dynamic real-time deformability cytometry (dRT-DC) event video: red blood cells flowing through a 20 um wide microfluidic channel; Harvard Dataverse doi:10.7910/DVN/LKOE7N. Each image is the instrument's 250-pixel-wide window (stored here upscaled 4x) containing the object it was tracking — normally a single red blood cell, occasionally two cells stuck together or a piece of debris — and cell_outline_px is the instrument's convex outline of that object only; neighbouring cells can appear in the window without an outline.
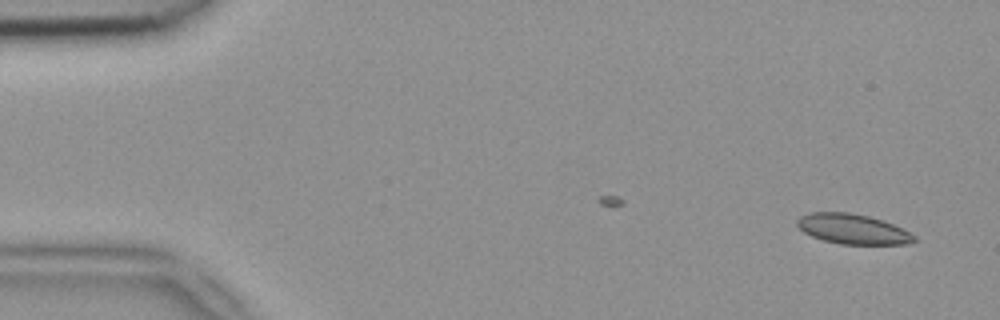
{"species": "common noctule bat (a hibernating species)", "species_latin": "Nyctalus noctula", "temperature_condition": "room temperature", "stored_images_in_passage": 44, "camera_frame_rate_fps": 3000, "um_per_image_px": 0.085, "animal": {"sex": "female", "body_mass_g": 18.4}, "frame": {"image": 1, "passage_image": 2, "time_ms": 0.333, "image_size_px": [1000, 320], "cell_outline_px": [[916, 240], [904, 244], [840, 244], [824, 240], [812, 236], [804, 232], [796, 224], [796, 220], [800, 216], [808, 212], [848, 212], [868, 216], [884, 220], [916, 236]], "centroid_in_image_um": [72.44, 19.46], "position_along_channel_um": 12.6, "area_um2": 20.35}}
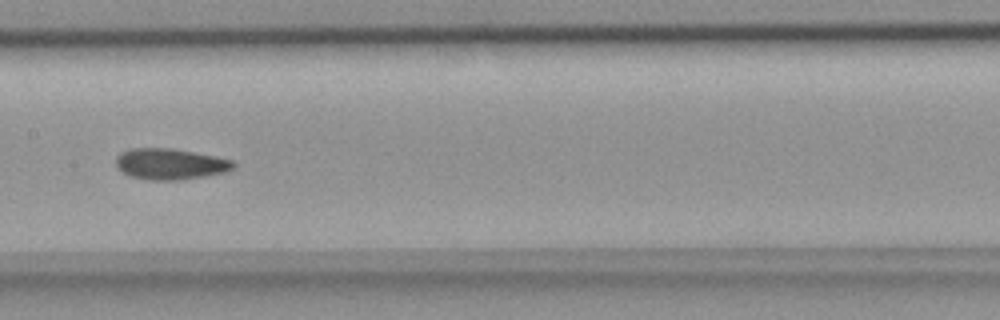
{"frame": {"image": 2, "passage_image": 25, "time_ms": 8.0, "image_size_px": [1000, 320], "cell_outline_px": [[236, 164], [232, 168], [224, 172], [204, 176], [180, 180], [148, 180], [132, 176], [124, 172], [116, 164], [116, 156], [120, 152], [128, 148], [172, 148], [216, 156], [232, 160]], "centroid_in_image_um": [14.46, 13.93], "position_along_channel_um": 192.9, "area_um2": 21.15}}
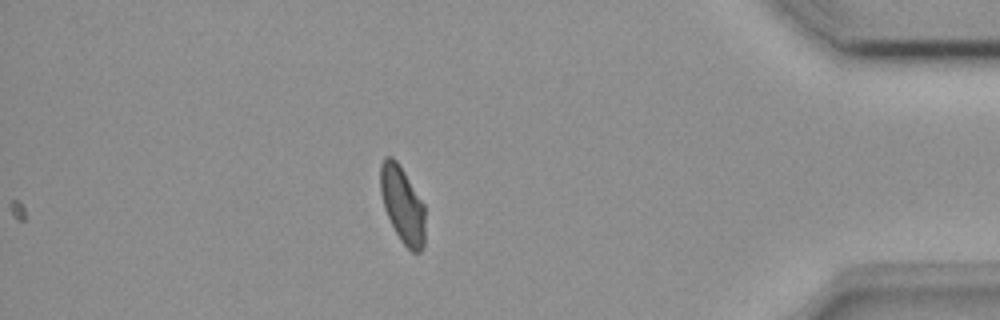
{"frame": {"image": 3, "passage_image": 44, "time_ms": 14.333, "image_size_px": [1000, 320], "cell_outline_px": [[424, 248], [420, 252], [412, 252], [400, 240], [384, 208], [380, 192], [380, 164], [384, 156], [392, 156], [396, 160], [404, 172], [424, 204]], "centroid_in_image_um": [34.19, 17.39], "position_along_channel_um": 401.0, "area_um2": 19.83}, "authors_computed_cell_mechanics": {"area_um2": 21.0392, "velocity_mm_per_s": 3.9165, "shape_relaxation_time_tau1_ms": null, "shape_relaxation_time_tau2_ms": 2.115, "deformation_change_tau1": null, "deformation_change_tau2": 0.07}}